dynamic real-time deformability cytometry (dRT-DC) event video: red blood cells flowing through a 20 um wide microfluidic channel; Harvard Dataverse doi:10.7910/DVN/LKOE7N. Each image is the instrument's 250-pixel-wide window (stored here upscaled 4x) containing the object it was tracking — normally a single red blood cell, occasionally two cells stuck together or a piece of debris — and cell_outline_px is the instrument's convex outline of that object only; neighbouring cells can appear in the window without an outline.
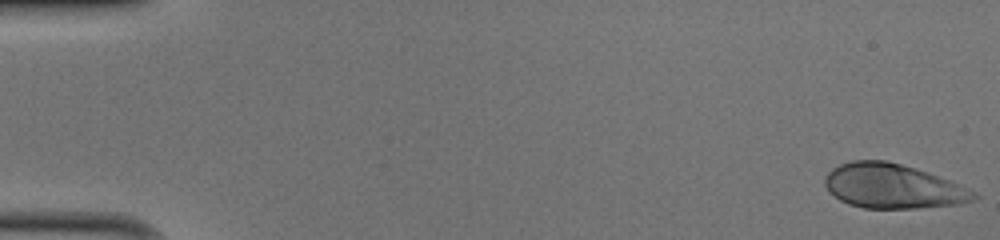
{"species": "human", "species_latin": "Homo sapiens", "temperature_condition": "cold", "stored_images_in_passage": 50, "camera_frame_rate_fps": 3000, "um_per_image_px": 0.085, "donor": {"sex": "male"}, "frame": {"image": 1, "passage_image": 1, "time_ms": 0.0, "image_size_px": [1000, 240], "cell_outline_px": [[980, 196], [972, 200], [956, 204], [916, 208], [864, 208], [848, 204], [840, 200], [828, 192], [824, 184], [824, 176], [832, 168], [840, 164], [852, 160], [884, 160], [916, 168], [928, 172], [948, 180]], "centroid_in_image_um": [75.79, 15.82], "position_along_channel_um": 9.2, "area_um2": 38.26}}
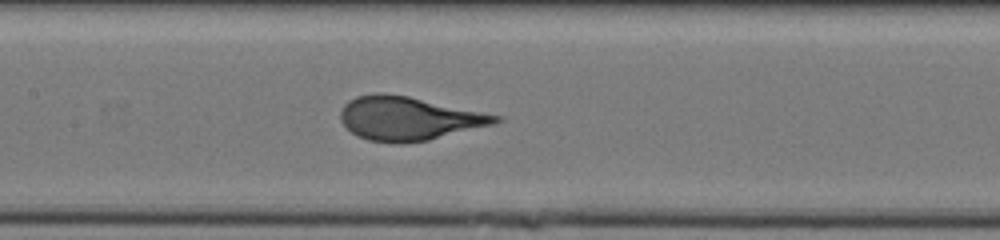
{"frame": {"image": 2, "passage_image": 25, "time_ms": 8.0, "image_size_px": [1000, 240], "cell_outline_px": [[504, 120], [496, 124], [428, 140], [400, 144], [368, 140], [352, 132], [340, 120], [340, 112], [344, 104], [348, 100], [356, 96], [376, 92], [384, 92], [408, 96], [504, 116]], "centroid_in_image_um": [34.77, 10.06], "position_along_channel_um": 172.6, "area_um2": 39.65}}
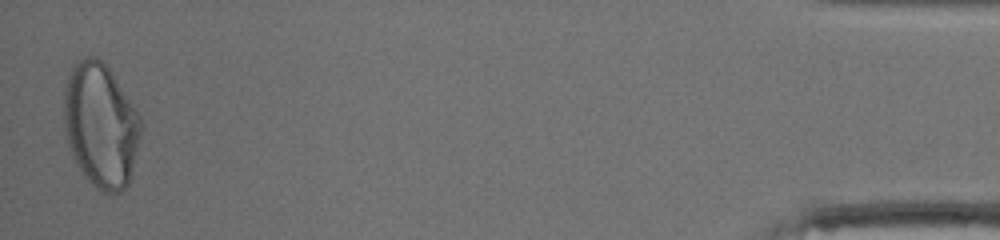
{"frame": {"image": 3, "passage_image": 50, "time_ms": 16.333, "image_size_px": [1000, 240], "cell_outline_px": [[144, 124], [132, 172], [128, 184], [120, 192], [100, 192], [84, 176], [72, 156], [68, 144], [64, 124], [64, 92], [68, 76], [72, 68], [80, 60], [88, 56], [96, 56], [108, 68], [140, 116]], "centroid_in_image_um": [8.57, 10.68], "position_along_channel_um": 426.6, "area_um2": 55.55}, "authors_computed_cell_mechanics": {"area_um2": 38.7549, "velocity_mm_per_s": 4.06, "shape_relaxation_time_tau1_ms": 4.616, "shape_relaxation_time_tau2_ms": null, "deformation_change_tau1": 0.2446, "deformation_change_tau2": null}}